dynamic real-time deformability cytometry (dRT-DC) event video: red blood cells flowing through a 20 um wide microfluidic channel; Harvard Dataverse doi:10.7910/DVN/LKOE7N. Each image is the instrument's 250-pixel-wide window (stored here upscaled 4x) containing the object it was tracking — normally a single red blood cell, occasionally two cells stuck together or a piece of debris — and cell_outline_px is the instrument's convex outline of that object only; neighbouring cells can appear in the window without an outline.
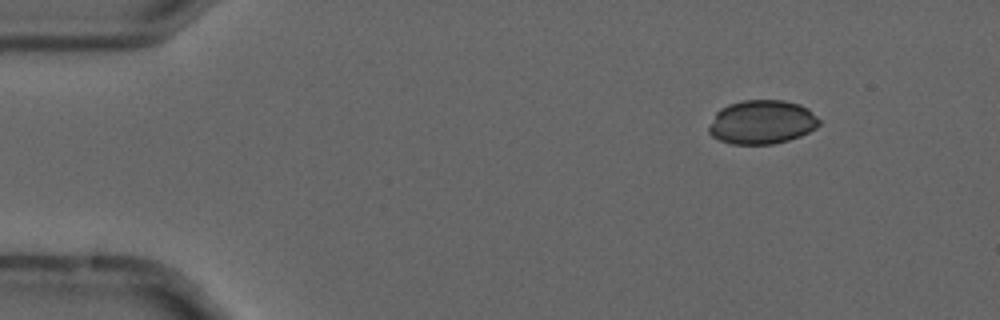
{"species": "common noctule bat (a hibernating species)", "species_latin": "Nyctalus noctula", "temperature_condition": "cold", "stored_images_in_passage": 6, "camera_frame_rate_fps": 3000, "um_per_image_px": 0.085, "animal": {"sex": "male", "forearm_length_mm": 52.5}, "frame": {"image": 1, "passage_image": 1, "time_ms": 0.0, "image_size_px": [1000, 320], "cell_outline_px": [[820, 124], [816, 128], [800, 136], [788, 140], [772, 144], [732, 144], [720, 140], [712, 136], [708, 132], [708, 128], [716, 112], [720, 108], [728, 104], [744, 100], [784, 100], [800, 104], [808, 108], [820, 120]], "centroid_in_image_um": [64.76, 10.37], "position_along_channel_um": 20.2, "area_um2": 28.32}}
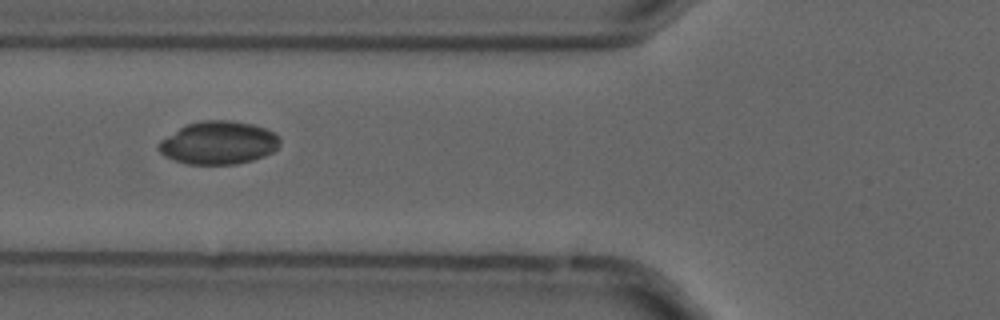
{"frame": {"image": 2, "passage_image": 5, "time_ms": 1.333, "image_size_px": [1000, 320], "cell_outline_px": [[280, 144], [272, 152], [264, 156], [252, 160], [236, 164], [188, 164], [164, 156], [156, 148], [160, 140], [184, 124], [200, 120], [232, 120], [252, 124], [264, 128], [280, 136]], "centroid_in_image_um": [18.55, 12.12], "position_along_channel_um": 107.3, "area_um2": 30.58}}
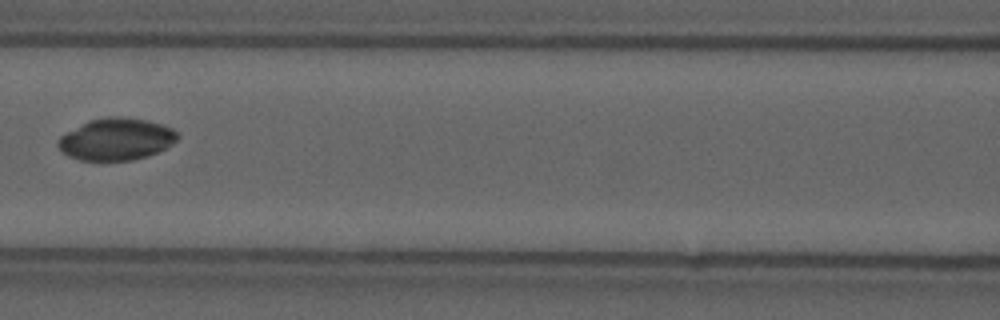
{"frame": {"image": 3, "passage_image": 6, "time_ms": 1.667, "image_size_px": [1000, 320], "cell_outline_px": [[180, 136], [172, 144], [148, 156], [132, 160], [80, 160], [68, 156], [60, 152], [56, 144], [56, 140], [60, 136], [88, 120], [112, 116], [120, 116], [144, 120], [160, 124], [172, 128]], "centroid_in_image_um": [9.83, 11.83], "position_along_channel_um": 156.8, "area_um2": 29.19}}